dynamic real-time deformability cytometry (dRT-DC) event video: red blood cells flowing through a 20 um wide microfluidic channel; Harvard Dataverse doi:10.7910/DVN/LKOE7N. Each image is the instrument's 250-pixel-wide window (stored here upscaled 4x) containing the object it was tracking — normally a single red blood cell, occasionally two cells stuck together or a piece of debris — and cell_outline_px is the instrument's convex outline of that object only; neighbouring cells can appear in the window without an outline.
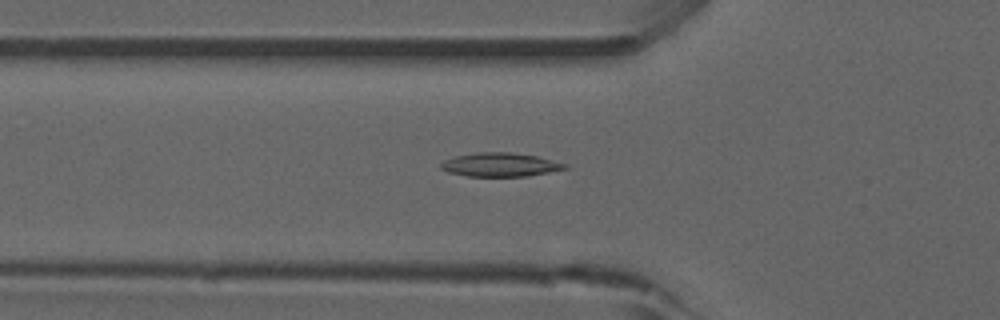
{"species": "common noctule bat (a hibernating species)", "species_latin": "Nyctalus noctula", "temperature_condition": "room temperature", "stored_images_in_passage": 41, "camera_frame_rate_fps": 3000, "um_per_image_px": 0.085, "animal": {"sex": "male", "forearm_length_mm": 52.5}, "frame": {"image": 1, "passage_image": 7, "time_ms": 2.0, "image_size_px": [1000, 320], "cell_outline_px": [[568, 168], [528, 176], [468, 176], [448, 172], [440, 168], [440, 164], [444, 160], [456, 156], [476, 152], [508, 152], [536, 156], [568, 164]], "centroid_in_image_um": [42.5, 14.0], "position_along_channel_um": 83.3, "area_um2": 17.05}}
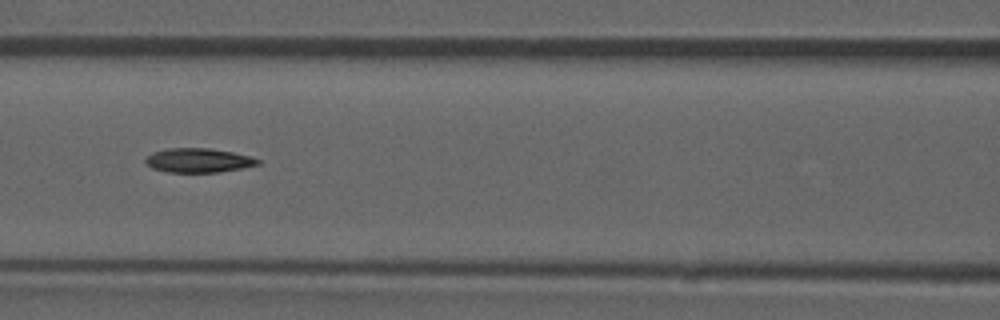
{"frame": {"image": 2, "passage_image": 12, "time_ms": 3.667, "image_size_px": [1000, 320], "cell_outline_px": [[260, 164], [220, 172], [168, 172], [152, 168], [144, 160], [152, 152], [168, 148], [208, 148], [232, 152], [252, 156], [260, 160]], "centroid_in_image_um": [16.87, 13.62], "position_along_channel_um": 149.7, "area_um2": 15.78}}